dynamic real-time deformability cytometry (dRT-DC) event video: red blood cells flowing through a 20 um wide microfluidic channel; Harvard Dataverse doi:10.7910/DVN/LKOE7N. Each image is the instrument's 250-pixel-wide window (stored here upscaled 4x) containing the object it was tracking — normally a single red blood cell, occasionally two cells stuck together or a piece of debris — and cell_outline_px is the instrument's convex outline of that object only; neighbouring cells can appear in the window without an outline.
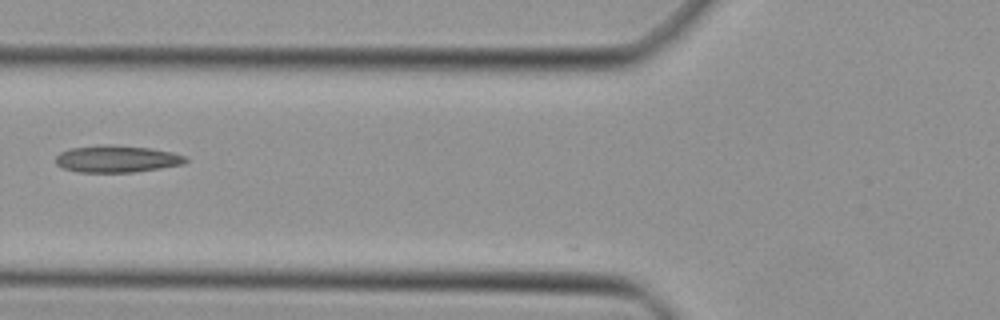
{"species": "Egyptian fruit bat (a non-hibernating species)", "species_latin": "Rousettus aegyptiacus", "temperature_condition": "cold", "stored_images_in_passage": 4, "camera_frame_rate_fps": 3000, "um_per_image_px": 0.085, "animal": {"sex": "female"}, "frame": {"image": 1, "passage_image": 3, "time_ms": 0.667, "image_size_px": [1000, 320], "cell_outline_px": [[188, 160], [184, 164], [160, 168], [132, 172], [80, 172], [64, 168], [56, 164], [56, 156], [60, 152], [72, 148], [100, 144], [112, 144], [152, 148], [172, 152], [184, 156]], "centroid_in_image_um": [9.93, 13.49], "position_along_channel_um": 115.9, "area_um2": 20.46}}